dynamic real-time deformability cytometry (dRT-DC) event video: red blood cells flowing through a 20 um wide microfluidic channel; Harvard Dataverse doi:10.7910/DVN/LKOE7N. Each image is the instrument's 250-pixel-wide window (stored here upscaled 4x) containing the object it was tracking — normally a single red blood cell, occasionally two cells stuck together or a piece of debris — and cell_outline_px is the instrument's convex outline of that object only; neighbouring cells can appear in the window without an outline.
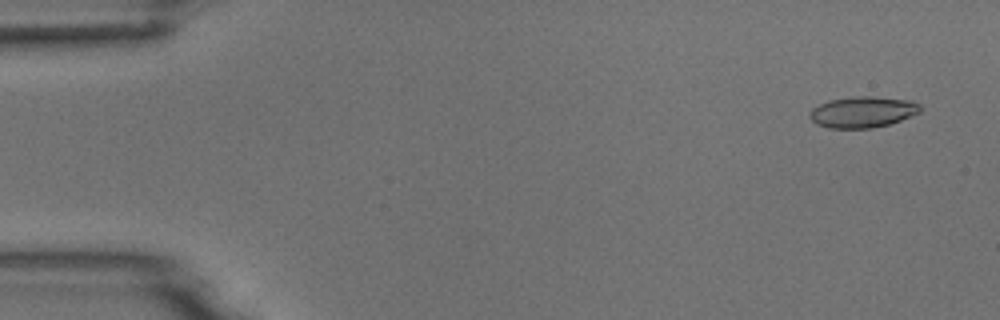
{"species": "common noctule bat (a hibernating species)", "species_latin": "Nyctalus noctula", "temperature_condition": "room temperature", "stored_images_in_passage": 4, "camera_frame_rate_fps": 3000, "um_per_image_px": 0.085, "animal": {"sex": "male", "body_mass_g": 18.8}, "frame": {"image": 1, "passage_image": 1, "time_ms": 0.0, "image_size_px": [1000, 320], "cell_outline_px": [[924, 108], [920, 112], [912, 116], [888, 124], [872, 128], [828, 128], [816, 124], [808, 116], [812, 108], [828, 100], [856, 96], [872, 96], [912, 100], [920, 104]], "centroid_in_image_um": [73.35, 9.51], "position_along_channel_um": 11.6, "area_um2": 20.23}}
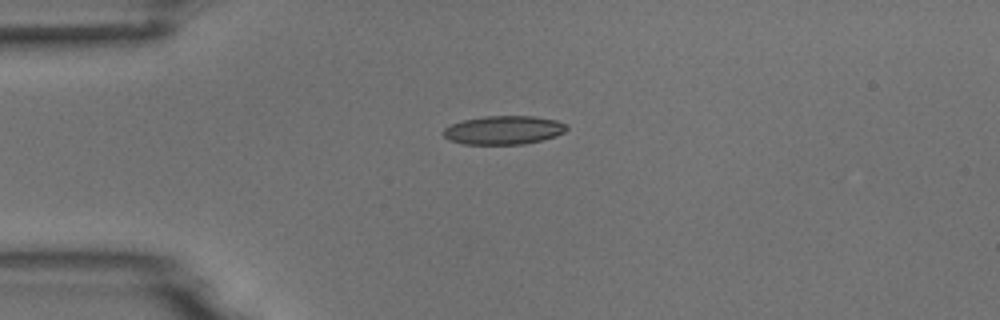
{"frame": {"image": 2, "passage_image": 3, "time_ms": 3.333, "image_size_px": [1000, 320], "cell_outline_px": [[568, 128], [564, 132], [556, 136], [524, 144], [460, 144], [448, 140], [440, 132], [444, 128], [452, 124], [464, 120], [484, 116], [536, 116], [556, 120], [568, 124]], "centroid_in_image_um": [42.8, 11.06], "position_along_channel_um": 42.2, "area_um2": 20.75}}